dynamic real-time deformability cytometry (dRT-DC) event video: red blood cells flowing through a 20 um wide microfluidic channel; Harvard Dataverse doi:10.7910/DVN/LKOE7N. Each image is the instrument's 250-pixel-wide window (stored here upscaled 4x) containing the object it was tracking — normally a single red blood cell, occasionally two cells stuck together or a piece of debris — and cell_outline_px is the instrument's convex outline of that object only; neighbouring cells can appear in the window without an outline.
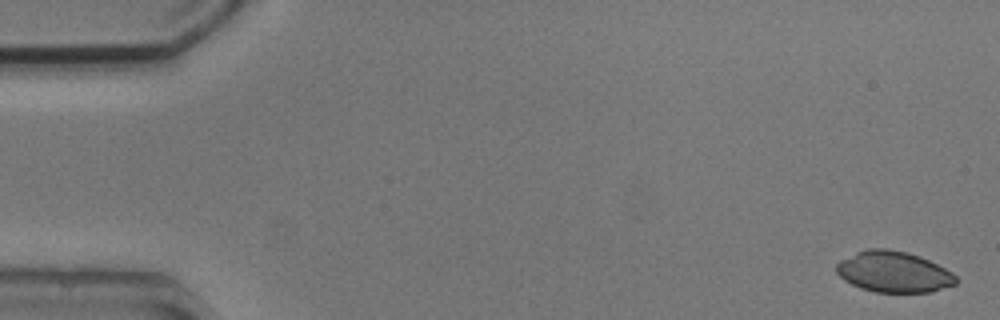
{"species": "common noctule bat (a hibernating species)", "species_latin": "Nyctalus noctula", "temperature_condition": "cold", "stored_images_in_passage": 5, "camera_frame_rate_fps": 3000, "um_per_image_px": 0.085, "animal": {"sex": "male", "body_mass_g": 20.5, "forearm_length_mm": 52.5}, "frame": {"image": 1, "passage_image": 1, "time_ms": 0.0, "image_size_px": [1000, 320], "cell_outline_px": [[960, 280], [956, 284], [932, 292], [876, 292], [860, 288], [844, 280], [836, 272], [836, 264], [840, 260], [856, 252], [868, 248], [888, 248], [908, 252], [928, 260], [952, 272]], "centroid_in_image_um": [75.96, 23.11], "position_along_channel_um": 9.0, "area_um2": 28.67}}
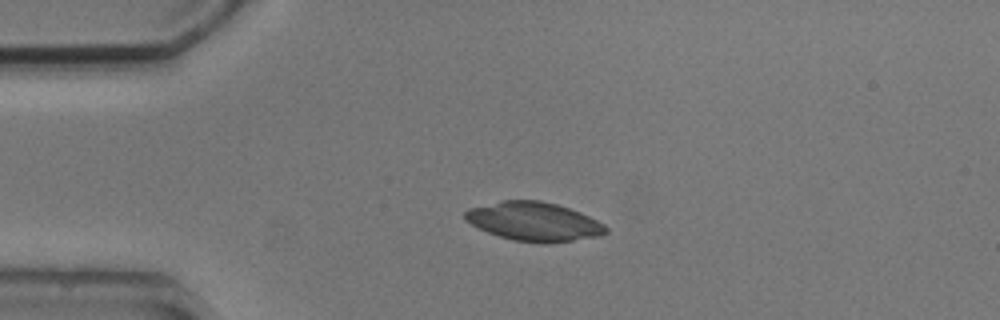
{"frame": {"image": 2, "passage_image": 4, "time_ms": 3.667, "image_size_px": [1000, 320], "cell_outline_px": [[608, 232], [600, 236], [548, 244], [544, 244], [512, 240], [488, 232], [464, 220], [464, 212], [468, 208], [500, 200], [540, 200], [556, 204], [580, 212], [604, 224], [608, 228]], "centroid_in_image_um": [45.38, 18.83], "position_along_channel_um": 39.6, "area_um2": 32.02}}